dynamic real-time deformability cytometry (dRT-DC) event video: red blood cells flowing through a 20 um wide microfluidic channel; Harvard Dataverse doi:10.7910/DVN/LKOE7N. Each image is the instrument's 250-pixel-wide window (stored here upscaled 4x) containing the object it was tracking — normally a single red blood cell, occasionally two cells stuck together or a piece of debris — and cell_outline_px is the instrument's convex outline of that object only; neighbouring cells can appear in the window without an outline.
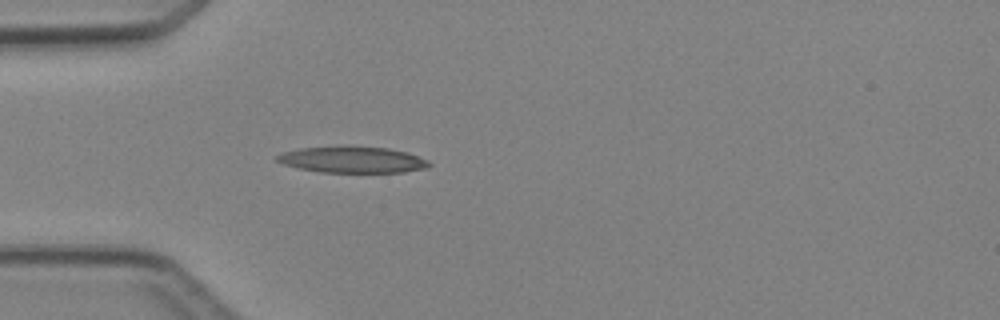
{"species": "Egyptian fruit bat (a non-hibernating species)", "species_latin": "Rousettus aegyptiacus", "temperature_condition": "cold", "stored_images_in_passage": 6, "camera_frame_rate_fps": 3000, "um_per_image_px": 0.085, "animal": {"sex": "female"}, "frame": {"image": 1, "passage_image": 6, "time_ms": 6.0, "image_size_px": [1000, 320], "cell_outline_px": [[432, 164], [428, 168], [404, 172], [320, 172], [300, 168], [284, 164], [276, 160], [276, 156], [284, 152], [300, 148], [336, 144], [348, 144], [388, 148], [408, 152], [428, 160]], "centroid_in_image_um": [29.98, 13.53], "position_along_channel_um": 55.0, "area_um2": 23.99}}